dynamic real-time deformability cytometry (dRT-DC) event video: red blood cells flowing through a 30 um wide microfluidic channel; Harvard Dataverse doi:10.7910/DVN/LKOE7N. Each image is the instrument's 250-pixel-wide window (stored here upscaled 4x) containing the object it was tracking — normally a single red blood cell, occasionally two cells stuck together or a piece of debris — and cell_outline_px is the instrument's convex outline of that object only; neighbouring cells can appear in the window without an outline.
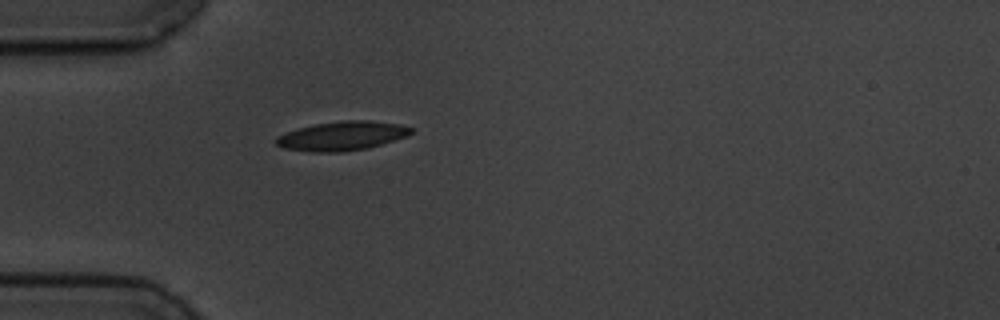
{"species": "common noctule bat (a hibernating species)", "species_latin": "Nyctalus noctula", "temperature_condition": "cold", "stored_images_in_passage": 1, "camera_frame_rate_fps": 3000, "um_per_image_px": 0.085, "animal": {"sex": "male", "body_mass_g": 19.5, "forearm_length_mm": 54.6}, "frame": {"image": 1, "passage_image": 1, "time_ms": 0.0, "image_size_px": [1000, 320], "cell_outline_px": [[412, 132], [408, 136], [368, 148], [340, 152], [312, 152], [284, 148], [276, 144], [276, 136], [300, 128], [316, 124], [344, 120], [368, 120], [400, 124], [412, 128]], "centroid_in_image_um": [29.1, 11.56], "position_along_channel_um": 55.9, "area_um2": 22.72}}